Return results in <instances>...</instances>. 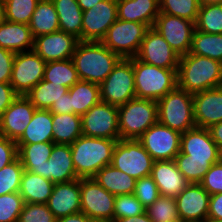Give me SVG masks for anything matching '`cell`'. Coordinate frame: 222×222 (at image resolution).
Returning <instances> with one entry per match:
<instances>
[{
    "instance_id": "cell-33",
    "label": "cell",
    "mask_w": 222,
    "mask_h": 222,
    "mask_svg": "<svg viewBox=\"0 0 222 222\" xmlns=\"http://www.w3.org/2000/svg\"><path fill=\"white\" fill-rule=\"evenodd\" d=\"M53 142L71 145L82 135V119L78 114H52Z\"/></svg>"
},
{
    "instance_id": "cell-14",
    "label": "cell",
    "mask_w": 222,
    "mask_h": 222,
    "mask_svg": "<svg viewBox=\"0 0 222 222\" xmlns=\"http://www.w3.org/2000/svg\"><path fill=\"white\" fill-rule=\"evenodd\" d=\"M46 62L34 51L18 52L14 56L10 84L18 95L27 93L43 80Z\"/></svg>"
},
{
    "instance_id": "cell-32",
    "label": "cell",
    "mask_w": 222,
    "mask_h": 222,
    "mask_svg": "<svg viewBox=\"0 0 222 222\" xmlns=\"http://www.w3.org/2000/svg\"><path fill=\"white\" fill-rule=\"evenodd\" d=\"M29 28L33 38L60 30L58 14L52 0H39Z\"/></svg>"
},
{
    "instance_id": "cell-17",
    "label": "cell",
    "mask_w": 222,
    "mask_h": 222,
    "mask_svg": "<svg viewBox=\"0 0 222 222\" xmlns=\"http://www.w3.org/2000/svg\"><path fill=\"white\" fill-rule=\"evenodd\" d=\"M136 58L165 69H178L180 56L153 27L146 31Z\"/></svg>"
},
{
    "instance_id": "cell-21",
    "label": "cell",
    "mask_w": 222,
    "mask_h": 222,
    "mask_svg": "<svg viewBox=\"0 0 222 222\" xmlns=\"http://www.w3.org/2000/svg\"><path fill=\"white\" fill-rule=\"evenodd\" d=\"M80 178L63 183H55L46 203L58 220L81 212Z\"/></svg>"
},
{
    "instance_id": "cell-8",
    "label": "cell",
    "mask_w": 222,
    "mask_h": 222,
    "mask_svg": "<svg viewBox=\"0 0 222 222\" xmlns=\"http://www.w3.org/2000/svg\"><path fill=\"white\" fill-rule=\"evenodd\" d=\"M99 87L101 101L116 107L136 98L133 57L122 58Z\"/></svg>"
},
{
    "instance_id": "cell-30",
    "label": "cell",
    "mask_w": 222,
    "mask_h": 222,
    "mask_svg": "<svg viewBox=\"0 0 222 222\" xmlns=\"http://www.w3.org/2000/svg\"><path fill=\"white\" fill-rule=\"evenodd\" d=\"M58 14L59 29L82 41L83 11L77 0H52Z\"/></svg>"
},
{
    "instance_id": "cell-2",
    "label": "cell",
    "mask_w": 222,
    "mask_h": 222,
    "mask_svg": "<svg viewBox=\"0 0 222 222\" xmlns=\"http://www.w3.org/2000/svg\"><path fill=\"white\" fill-rule=\"evenodd\" d=\"M122 58L102 42L79 41L71 60L78 77L100 85Z\"/></svg>"
},
{
    "instance_id": "cell-13",
    "label": "cell",
    "mask_w": 222,
    "mask_h": 222,
    "mask_svg": "<svg viewBox=\"0 0 222 222\" xmlns=\"http://www.w3.org/2000/svg\"><path fill=\"white\" fill-rule=\"evenodd\" d=\"M137 140L154 161L174 160L180 153L181 133L158 121Z\"/></svg>"
},
{
    "instance_id": "cell-5",
    "label": "cell",
    "mask_w": 222,
    "mask_h": 222,
    "mask_svg": "<svg viewBox=\"0 0 222 222\" xmlns=\"http://www.w3.org/2000/svg\"><path fill=\"white\" fill-rule=\"evenodd\" d=\"M135 96L159 101L177 87V69H165L133 57Z\"/></svg>"
},
{
    "instance_id": "cell-27",
    "label": "cell",
    "mask_w": 222,
    "mask_h": 222,
    "mask_svg": "<svg viewBox=\"0 0 222 222\" xmlns=\"http://www.w3.org/2000/svg\"><path fill=\"white\" fill-rule=\"evenodd\" d=\"M53 119L49 110L36 109L17 145L53 142Z\"/></svg>"
},
{
    "instance_id": "cell-47",
    "label": "cell",
    "mask_w": 222,
    "mask_h": 222,
    "mask_svg": "<svg viewBox=\"0 0 222 222\" xmlns=\"http://www.w3.org/2000/svg\"><path fill=\"white\" fill-rule=\"evenodd\" d=\"M210 195L222 193V160L214 163L199 183Z\"/></svg>"
},
{
    "instance_id": "cell-43",
    "label": "cell",
    "mask_w": 222,
    "mask_h": 222,
    "mask_svg": "<svg viewBox=\"0 0 222 222\" xmlns=\"http://www.w3.org/2000/svg\"><path fill=\"white\" fill-rule=\"evenodd\" d=\"M23 206L19 192L0 195V222H18Z\"/></svg>"
},
{
    "instance_id": "cell-50",
    "label": "cell",
    "mask_w": 222,
    "mask_h": 222,
    "mask_svg": "<svg viewBox=\"0 0 222 222\" xmlns=\"http://www.w3.org/2000/svg\"><path fill=\"white\" fill-rule=\"evenodd\" d=\"M17 96L10 83L0 82V117Z\"/></svg>"
},
{
    "instance_id": "cell-19",
    "label": "cell",
    "mask_w": 222,
    "mask_h": 222,
    "mask_svg": "<svg viewBox=\"0 0 222 222\" xmlns=\"http://www.w3.org/2000/svg\"><path fill=\"white\" fill-rule=\"evenodd\" d=\"M35 110L26 95H18L0 117V135L16 142L32 120Z\"/></svg>"
},
{
    "instance_id": "cell-49",
    "label": "cell",
    "mask_w": 222,
    "mask_h": 222,
    "mask_svg": "<svg viewBox=\"0 0 222 222\" xmlns=\"http://www.w3.org/2000/svg\"><path fill=\"white\" fill-rule=\"evenodd\" d=\"M15 52L0 48V82L10 83Z\"/></svg>"
},
{
    "instance_id": "cell-39",
    "label": "cell",
    "mask_w": 222,
    "mask_h": 222,
    "mask_svg": "<svg viewBox=\"0 0 222 222\" xmlns=\"http://www.w3.org/2000/svg\"><path fill=\"white\" fill-rule=\"evenodd\" d=\"M160 12L188 19L196 23L199 12L198 0H159Z\"/></svg>"
},
{
    "instance_id": "cell-9",
    "label": "cell",
    "mask_w": 222,
    "mask_h": 222,
    "mask_svg": "<svg viewBox=\"0 0 222 222\" xmlns=\"http://www.w3.org/2000/svg\"><path fill=\"white\" fill-rule=\"evenodd\" d=\"M149 27L144 23L117 19L101 42L121 58L136 57Z\"/></svg>"
},
{
    "instance_id": "cell-1",
    "label": "cell",
    "mask_w": 222,
    "mask_h": 222,
    "mask_svg": "<svg viewBox=\"0 0 222 222\" xmlns=\"http://www.w3.org/2000/svg\"><path fill=\"white\" fill-rule=\"evenodd\" d=\"M221 160V150L207 128L194 127L181 134L180 153L174 161L190 183H200L209 168Z\"/></svg>"
},
{
    "instance_id": "cell-26",
    "label": "cell",
    "mask_w": 222,
    "mask_h": 222,
    "mask_svg": "<svg viewBox=\"0 0 222 222\" xmlns=\"http://www.w3.org/2000/svg\"><path fill=\"white\" fill-rule=\"evenodd\" d=\"M0 48L15 53L33 50L34 38L29 25L7 20L0 23Z\"/></svg>"
},
{
    "instance_id": "cell-56",
    "label": "cell",
    "mask_w": 222,
    "mask_h": 222,
    "mask_svg": "<svg viewBox=\"0 0 222 222\" xmlns=\"http://www.w3.org/2000/svg\"><path fill=\"white\" fill-rule=\"evenodd\" d=\"M102 0H77L82 11L89 10Z\"/></svg>"
},
{
    "instance_id": "cell-59",
    "label": "cell",
    "mask_w": 222,
    "mask_h": 222,
    "mask_svg": "<svg viewBox=\"0 0 222 222\" xmlns=\"http://www.w3.org/2000/svg\"><path fill=\"white\" fill-rule=\"evenodd\" d=\"M163 222H181L180 220H170V221H163Z\"/></svg>"
},
{
    "instance_id": "cell-25",
    "label": "cell",
    "mask_w": 222,
    "mask_h": 222,
    "mask_svg": "<svg viewBox=\"0 0 222 222\" xmlns=\"http://www.w3.org/2000/svg\"><path fill=\"white\" fill-rule=\"evenodd\" d=\"M160 13L159 0H117V19L153 27Z\"/></svg>"
},
{
    "instance_id": "cell-4",
    "label": "cell",
    "mask_w": 222,
    "mask_h": 222,
    "mask_svg": "<svg viewBox=\"0 0 222 222\" xmlns=\"http://www.w3.org/2000/svg\"><path fill=\"white\" fill-rule=\"evenodd\" d=\"M117 141L81 135L70 145L77 176L92 178L104 166L111 164Z\"/></svg>"
},
{
    "instance_id": "cell-29",
    "label": "cell",
    "mask_w": 222,
    "mask_h": 222,
    "mask_svg": "<svg viewBox=\"0 0 222 222\" xmlns=\"http://www.w3.org/2000/svg\"><path fill=\"white\" fill-rule=\"evenodd\" d=\"M92 178L106 191L115 196L133 194L135 190L136 179L111 164L104 166Z\"/></svg>"
},
{
    "instance_id": "cell-35",
    "label": "cell",
    "mask_w": 222,
    "mask_h": 222,
    "mask_svg": "<svg viewBox=\"0 0 222 222\" xmlns=\"http://www.w3.org/2000/svg\"><path fill=\"white\" fill-rule=\"evenodd\" d=\"M67 92L68 88L62 85L41 80L26 96L36 109L49 110L53 103L57 102Z\"/></svg>"
},
{
    "instance_id": "cell-40",
    "label": "cell",
    "mask_w": 222,
    "mask_h": 222,
    "mask_svg": "<svg viewBox=\"0 0 222 222\" xmlns=\"http://www.w3.org/2000/svg\"><path fill=\"white\" fill-rule=\"evenodd\" d=\"M39 0H4L5 20L29 25Z\"/></svg>"
},
{
    "instance_id": "cell-23",
    "label": "cell",
    "mask_w": 222,
    "mask_h": 222,
    "mask_svg": "<svg viewBox=\"0 0 222 222\" xmlns=\"http://www.w3.org/2000/svg\"><path fill=\"white\" fill-rule=\"evenodd\" d=\"M151 176L162 196L175 198L190 184L174 160L154 161Z\"/></svg>"
},
{
    "instance_id": "cell-52",
    "label": "cell",
    "mask_w": 222,
    "mask_h": 222,
    "mask_svg": "<svg viewBox=\"0 0 222 222\" xmlns=\"http://www.w3.org/2000/svg\"><path fill=\"white\" fill-rule=\"evenodd\" d=\"M49 111L52 114H70L73 113L71 97L67 92L57 102H54Z\"/></svg>"
},
{
    "instance_id": "cell-6",
    "label": "cell",
    "mask_w": 222,
    "mask_h": 222,
    "mask_svg": "<svg viewBox=\"0 0 222 222\" xmlns=\"http://www.w3.org/2000/svg\"><path fill=\"white\" fill-rule=\"evenodd\" d=\"M158 122L179 133L196 127L193 95L176 87L157 101Z\"/></svg>"
},
{
    "instance_id": "cell-7",
    "label": "cell",
    "mask_w": 222,
    "mask_h": 222,
    "mask_svg": "<svg viewBox=\"0 0 222 222\" xmlns=\"http://www.w3.org/2000/svg\"><path fill=\"white\" fill-rule=\"evenodd\" d=\"M120 139L137 140L158 121L157 101L134 98L118 107Z\"/></svg>"
},
{
    "instance_id": "cell-42",
    "label": "cell",
    "mask_w": 222,
    "mask_h": 222,
    "mask_svg": "<svg viewBox=\"0 0 222 222\" xmlns=\"http://www.w3.org/2000/svg\"><path fill=\"white\" fill-rule=\"evenodd\" d=\"M23 172L19 158L0 169V195L19 192Z\"/></svg>"
},
{
    "instance_id": "cell-36",
    "label": "cell",
    "mask_w": 222,
    "mask_h": 222,
    "mask_svg": "<svg viewBox=\"0 0 222 222\" xmlns=\"http://www.w3.org/2000/svg\"><path fill=\"white\" fill-rule=\"evenodd\" d=\"M43 80L71 88L80 79L70 59L46 62Z\"/></svg>"
},
{
    "instance_id": "cell-44",
    "label": "cell",
    "mask_w": 222,
    "mask_h": 222,
    "mask_svg": "<svg viewBox=\"0 0 222 222\" xmlns=\"http://www.w3.org/2000/svg\"><path fill=\"white\" fill-rule=\"evenodd\" d=\"M145 209L134 194L117 195L114 202V221L116 219L138 216L144 213Z\"/></svg>"
},
{
    "instance_id": "cell-55",
    "label": "cell",
    "mask_w": 222,
    "mask_h": 222,
    "mask_svg": "<svg viewBox=\"0 0 222 222\" xmlns=\"http://www.w3.org/2000/svg\"><path fill=\"white\" fill-rule=\"evenodd\" d=\"M114 222H153L146 211L138 216L116 219Z\"/></svg>"
},
{
    "instance_id": "cell-57",
    "label": "cell",
    "mask_w": 222,
    "mask_h": 222,
    "mask_svg": "<svg viewBox=\"0 0 222 222\" xmlns=\"http://www.w3.org/2000/svg\"><path fill=\"white\" fill-rule=\"evenodd\" d=\"M200 6L222 4V0H198Z\"/></svg>"
},
{
    "instance_id": "cell-46",
    "label": "cell",
    "mask_w": 222,
    "mask_h": 222,
    "mask_svg": "<svg viewBox=\"0 0 222 222\" xmlns=\"http://www.w3.org/2000/svg\"><path fill=\"white\" fill-rule=\"evenodd\" d=\"M133 194L145 208L153 204L160 196L158 187L151 175L136 180Z\"/></svg>"
},
{
    "instance_id": "cell-22",
    "label": "cell",
    "mask_w": 222,
    "mask_h": 222,
    "mask_svg": "<svg viewBox=\"0 0 222 222\" xmlns=\"http://www.w3.org/2000/svg\"><path fill=\"white\" fill-rule=\"evenodd\" d=\"M196 127L209 128L222 121V86L193 94Z\"/></svg>"
},
{
    "instance_id": "cell-20",
    "label": "cell",
    "mask_w": 222,
    "mask_h": 222,
    "mask_svg": "<svg viewBox=\"0 0 222 222\" xmlns=\"http://www.w3.org/2000/svg\"><path fill=\"white\" fill-rule=\"evenodd\" d=\"M79 39L61 30L34 38L33 50L45 61L67 60L74 54Z\"/></svg>"
},
{
    "instance_id": "cell-28",
    "label": "cell",
    "mask_w": 222,
    "mask_h": 222,
    "mask_svg": "<svg viewBox=\"0 0 222 222\" xmlns=\"http://www.w3.org/2000/svg\"><path fill=\"white\" fill-rule=\"evenodd\" d=\"M54 183L41 175L24 170L19 194L24 203L46 204L51 196Z\"/></svg>"
},
{
    "instance_id": "cell-41",
    "label": "cell",
    "mask_w": 222,
    "mask_h": 222,
    "mask_svg": "<svg viewBox=\"0 0 222 222\" xmlns=\"http://www.w3.org/2000/svg\"><path fill=\"white\" fill-rule=\"evenodd\" d=\"M153 222L179 220L175 198L162 196L145 209Z\"/></svg>"
},
{
    "instance_id": "cell-11",
    "label": "cell",
    "mask_w": 222,
    "mask_h": 222,
    "mask_svg": "<svg viewBox=\"0 0 222 222\" xmlns=\"http://www.w3.org/2000/svg\"><path fill=\"white\" fill-rule=\"evenodd\" d=\"M81 212L89 219L114 222L115 195L93 178H80Z\"/></svg>"
},
{
    "instance_id": "cell-48",
    "label": "cell",
    "mask_w": 222,
    "mask_h": 222,
    "mask_svg": "<svg viewBox=\"0 0 222 222\" xmlns=\"http://www.w3.org/2000/svg\"><path fill=\"white\" fill-rule=\"evenodd\" d=\"M18 158V146L15 141L0 135V169Z\"/></svg>"
},
{
    "instance_id": "cell-15",
    "label": "cell",
    "mask_w": 222,
    "mask_h": 222,
    "mask_svg": "<svg viewBox=\"0 0 222 222\" xmlns=\"http://www.w3.org/2000/svg\"><path fill=\"white\" fill-rule=\"evenodd\" d=\"M153 28L160 33L179 56L190 52L196 29L194 22L160 12Z\"/></svg>"
},
{
    "instance_id": "cell-53",
    "label": "cell",
    "mask_w": 222,
    "mask_h": 222,
    "mask_svg": "<svg viewBox=\"0 0 222 222\" xmlns=\"http://www.w3.org/2000/svg\"><path fill=\"white\" fill-rule=\"evenodd\" d=\"M208 130L212 140L216 143L220 150H222V121L211 125Z\"/></svg>"
},
{
    "instance_id": "cell-54",
    "label": "cell",
    "mask_w": 222,
    "mask_h": 222,
    "mask_svg": "<svg viewBox=\"0 0 222 222\" xmlns=\"http://www.w3.org/2000/svg\"><path fill=\"white\" fill-rule=\"evenodd\" d=\"M90 220L83 212H79L60 218L57 222H89Z\"/></svg>"
},
{
    "instance_id": "cell-16",
    "label": "cell",
    "mask_w": 222,
    "mask_h": 222,
    "mask_svg": "<svg viewBox=\"0 0 222 222\" xmlns=\"http://www.w3.org/2000/svg\"><path fill=\"white\" fill-rule=\"evenodd\" d=\"M116 20L117 0H102L89 10L83 11L82 41L101 42Z\"/></svg>"
},
{
    "instance_id": "cell-37",
    "label": "cell",
    "mask_w": 222,
    "mask_h": 222,
    "mask_svg": "<svg viewBox=\"0 0 222 222\" xmlns=\"http://www.w3.org/2000/svg\"><path fill=\"white\" fill-rule=\"evenodd\" d=\"M190 53L222 63V34H210L195 29Z\"/></svg>"
},
{
    "instance_id": "cell-38",
    "label": "cell",
    "mask_w": 222,
    "mask_h": 222,
    "mask_svg": "<svg viewBox=\"0 0 222 222\" xmlns=\"http://www.w3.org/2000/svg\"><path fill=\"white\" fill-rule=\"evenodd\" d=\"M195 28L200 32L222 34V4L200 6Z\"/></svg>"
},
{
    "instance_id": "cell-45",
    "label": "cell",
    "mask_w": 222,
    "mask_h": 222,
    "mask_svg": "<svg viewBox=\"0 0 222 222\" xmlns=\"http://www.w3.org/2000/svg\"><path fill=\"white\" fill-rule=\"evenodd\" d=\"M18 222H57L47 204L24 203Z\"/></svg>"
},
{
    "instance_id": "cell-58",
    "label": "cell",
    "mask_w": 222,
    "mask_h": 222,
    "mask_svg": "<svg viewBox=\"0 0 222 222\" xmlns=\"http://www.w3.org/2000/svg\"><path fill=\"white\" fill-rule=\"evenodd\" d=\"M5 21V3L4 0H0V23Z\"/></svg>"
},
{
    "instance_id": "cell-31",
    "label": "cell",
    "mask_w": 222,
    "mask_h": 222,
    "mask_svg": "<svg viewBox=\"0 0 222 222\" xmlns=\"http://www.w3.org/2000/svg\"><path fill=\"white\" fill-rule=\"evenodd\" d=\"M54 145V142L17 145L18 158L24 170L43 177V166L45 165V161L51 157Z\"/></svg>"
},
{
    "instance_id": "cell-3",
    "label": "cell",
    "mask_w": 222,
    "mask_h": 222,
    "mask_svg": "<svg viewBox=\"0 0 222 222\" xmlns=\"http://www.w3.org/2000/svg\"><path fill=\"white\" fill-rule=\"evenodd\" d=\"M222 86V63L191 54L180 56L177 69V87L195 94Z\"/></svg>"
},
{
    "instance_id": "cell-51",
    "label": "cell",
    "mask_w": 222,
    "mask_h": 222,
    "mask_svg": "<svg viewBox=\"0 0 222 222\" xmlns=\"http://www.w3.org/2000/svg\"><path fill=\"white\" fill-rule=\"evenodd\" d=\"M207 221H222V193L210 195Z\"/></svg>"
},
{
    "instance_id": "cell-24",
    "label": "cell",
    "mask_w": 222,
    "mask_h": 222,
    "mask_svg": "<svg viewBox=\"0 0 222 222\" xmlns=\"http://www.w3.org/2000/svg\"><path fill=\"white\" fill-rule=\"evenodd\" d=\"M43 177L55 183L79 179L73 165L70 145L55 144L43 166Z\"/></svg>"
},
{
    "instance_id": "cell-61",
    "label": "cell",
    "mask_w": 222,
    "mask_h": 222,
    "mask_svg": "<svg viewBox=\"0 0 222 222\" xmlns=\"http://www.w3.org/2000/svg\"><path fill=\"white\" fill-rule=\"evenodd\" d=\"M206 222H222V221H206Z\"/></svg>"
},
{
    "instance_id": "cell-10",
    "label": "cell",
    "mask_w": 222,
    "mask_h": 222,
    "mask_svg": "<svg viewBox=\"0 0 222 222\" xmlns=\"http://www.w3.org/2000/svg\"><path fill=\"white\" fill-rule=\"evenodd\" d=\"M154 160L138 140L117 141L111 165L138 180L151 175Z\"/></svg>"
},
{
    "instance_id": "cell-60",
    "label": "cell",
    "mask_w": 222,
    "mask_h": 222,
    "mask_svg": "<svg viewBox=\"0 0 222 222\" xmlns=\"http://www.w3.org/2000/svg\"><path fill=\"white\" fill-rule=\"evenodd\" d=\"M89 222H104V221H99V220H93V219H91Z\"/></svg>"
},
{
    "instance_id": "cell-34",
    "label": "cell",
    "mask_w": 222,
    "mask_h": 222,
    "mask_svg": "<svg viewBox=\"0 0 222 222\" xmlns=\"http://www.w3.org/2000/svg\"><path fill=\"white\" fill-rule=\"evenodd\" d=\"M71 97L73 114L82 116L101 101L98 84L79 80L68 89Z\"/></svg>"
},
{
    "instance_id": "cell-12",
    "label": "cell",
    "mask_w": 222,
    "mask_h": 222,
    "mask_svg": "<svg viewBox=\"0 0 222 222\" xmlns=\"http://www.w3.org/2000/svg\"><path fill=\"white\" fill-rule=\"evenodd\" d=\"M82 135L120 140L118 107L100 101L81 116Z\"/></svg>"
},
{
    "instance_id": "cell-18",
    "label": "cell",
    "mask_w": 222,
    "mask_h": 222,
    "mask_svg": "<svg viewBox=\"0 0 222 222\" xmlns=\"http://www.w3.org/2000/svg\"><path fill=\"white\" fill-rule=\"evenodd\" d=\"M210 194L199 184L190 183L175 197L181 222H206Z\"/></svg>"
}]
</instances>
